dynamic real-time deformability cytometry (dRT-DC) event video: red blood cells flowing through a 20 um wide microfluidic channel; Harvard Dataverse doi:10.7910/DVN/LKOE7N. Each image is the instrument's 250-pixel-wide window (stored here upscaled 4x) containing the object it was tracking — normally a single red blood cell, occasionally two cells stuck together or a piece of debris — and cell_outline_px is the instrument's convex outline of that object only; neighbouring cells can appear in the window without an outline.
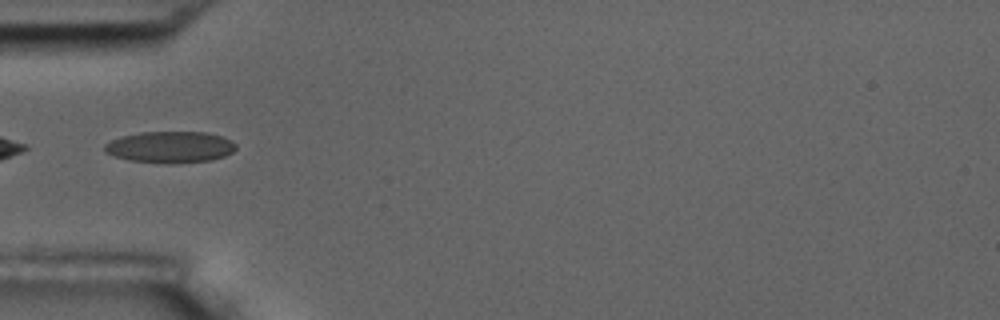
{"species": "common noctule bat (a hibernating species)", "species_latin": "Nyctalus noctula", "temperature_condition": "room temperature", "stored_images_in_passage": 5, "camera_frame_rate_fps": 3000, "um_per_image_px": 0.085, "animal": {"sex": "male", "body_mass_g": 17.5, "forearm_length_mm": 52.3}, "frame": {"image": 1, "passage_image": 3, "time_ms": 2.333, "image_size_px": [1000, 320], "cell_outline_px": [[236, 148], [232, 152], [224, 156], [212, 160], [172, 164], [168, 164], [132, 160], [116, 156], [104, 152], [104, 144], [120, 136], [140, 132], [208, 132], [224, 136], [232, 140], [236, 144]], "centroid_in_image_um": [14.5, 12.49], "position_along_channel_um": 70.5, "area_um2": 24.28}}